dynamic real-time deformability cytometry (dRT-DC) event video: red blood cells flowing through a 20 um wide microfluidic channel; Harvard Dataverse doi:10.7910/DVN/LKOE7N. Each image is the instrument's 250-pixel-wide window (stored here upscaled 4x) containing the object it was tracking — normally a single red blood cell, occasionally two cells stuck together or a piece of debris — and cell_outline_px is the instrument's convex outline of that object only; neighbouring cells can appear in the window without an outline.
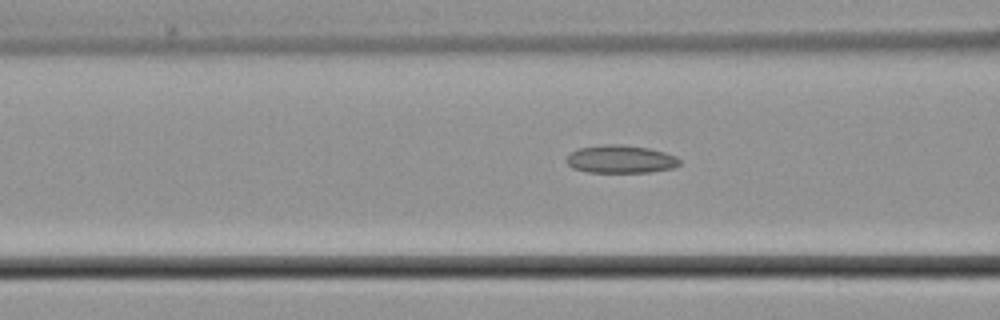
{"species": "common noctule bat (a hibernating species)", "species_latin": "Nyctalus noctula", "temperature_condition": "cold", "stored_images_in_passage": 7, "camera_frame_rate_fps": 3000, "um_per_image_px": 0.085, "animal": {"sex": "male", "body_mass_g": 21.5, "forearm_length_mm": 52.0}, "frame": {"image": 1, "passage_image": 7, "time_ms": 8.333, "image_size_px": [1000, 320], "cell_outline_px": [[680, 164], [672, 168], [648, 172], [588, 172], [572, 168], [564, 160], [572, 152], [580, 148], [604, 144], [620, 144], [648, 148], [664, 152], [676, 156], [680, 160]], "centroid_in_image_um": [52.74, 13.53], "position_along_channel_um": 113.9, "area_um2": 18.32}}